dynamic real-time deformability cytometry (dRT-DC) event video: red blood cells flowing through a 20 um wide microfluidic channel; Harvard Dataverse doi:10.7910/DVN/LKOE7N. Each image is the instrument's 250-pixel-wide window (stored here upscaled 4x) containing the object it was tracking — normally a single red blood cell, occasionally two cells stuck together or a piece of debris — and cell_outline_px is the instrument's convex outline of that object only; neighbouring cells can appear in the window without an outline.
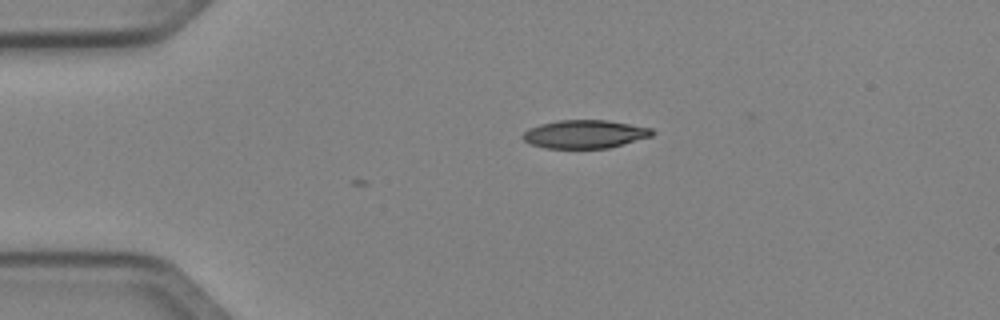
{"species": "Egyptian fruit bat (a non-hibernating species)", "species_latin": "Rousettus aegyptiacus", "temperature_condition": "cold", "stored_images_in_passage": 3, "camera_frame_rate_fps": 3000, "um_per_image_px": 0.085, "animal": {"sex": "female"}, "frame": {"image": 1, "passage_image": 3, "time_ms": 0.667, "image_size_px": [1000, 320], "cell_outline_px": [[656, 132], [652, 136], [624, 144], [608, 148], [544, 148], [532, 144], [524, 140], [520, 136], [528, 128], [540, 124], [560, 120], [608, 120], [652, 128]], "centroid_in_image_um": [49.72, 11.4], "position_along_channel_um": 35.3, "area_um2": 21.39}}